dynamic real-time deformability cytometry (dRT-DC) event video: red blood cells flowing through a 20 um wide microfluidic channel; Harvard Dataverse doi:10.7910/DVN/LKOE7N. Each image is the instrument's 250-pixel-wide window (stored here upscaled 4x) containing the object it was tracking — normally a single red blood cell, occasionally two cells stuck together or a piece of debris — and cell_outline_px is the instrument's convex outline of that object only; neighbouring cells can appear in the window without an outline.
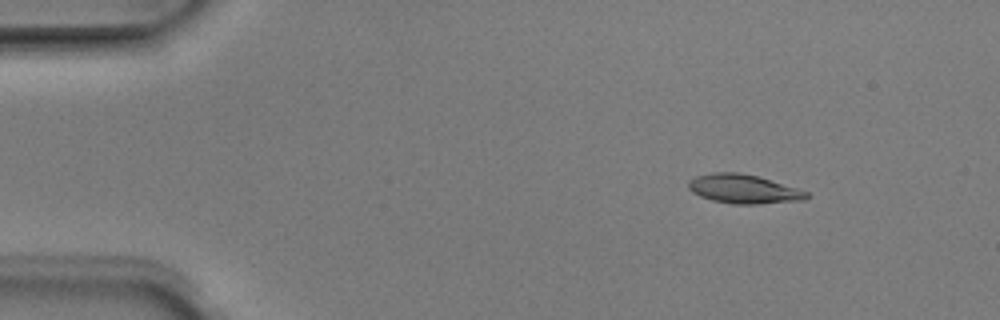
{"species": "Egyptian fruit bat (a non-hibernating species)", "species_latin": "Rousettus aegyptiacus", "temperature_condition": "room temperature", "stored_images_in_passage": 5, "camera_frame_rate_fps": 3000, "um_per_image_px": 0.085, "animal": {"sex": "male"}, "frame": {"image": 1, "passage_image": 2, "time_ms": 0.333, "image_size_px": [1000, 320], "cell_outline_px": [[808, 196], [804, 200], [760, 204], [732, 204], [712, 200], [700, 196], [692, 192], [688, 188], [688, 180], [696, 176], [712, 172], [736, 172], [756, 176], [800, 188], [808, 192]], "centroid_in_image_um": [63.2, 16.06], "position_along_channel_um": 21.8, "area_um2": 20.06}}
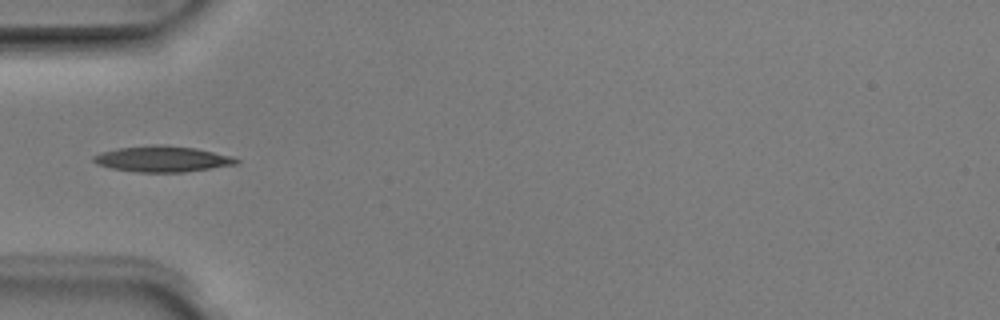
{"frame": {"image": 2, "passage_image": 4, "time_ms": 1.0, "image_size_px": [1000, 320], "cell_outline_px": [[240, 160], [236, 164], [184, 172], [136, 172], [112, 168], [96, 164], [92, 160], [92, 156], [100, 152], [116, 148], [152, 144], [160, 144], [196, 148], [232, 156]], "centroid_in_image_um": [13.75, 13.5], "position_along_channel_um": 71.2, "area_um2": 21.62}}
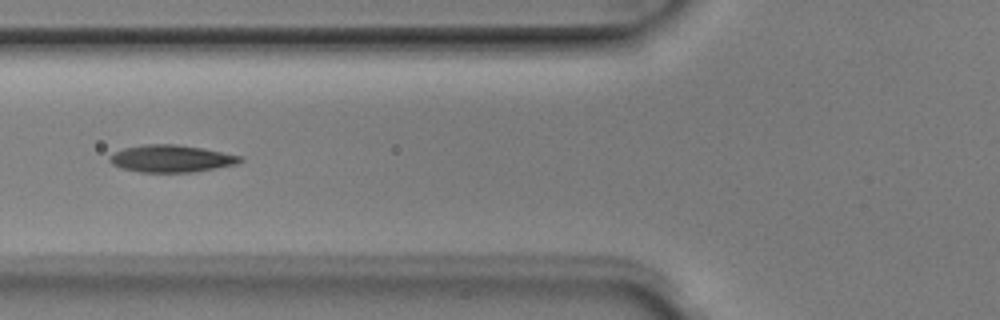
{"frame": {"image": 3, "passage_image": 5, "time_ms": 1.333, "image_size_px": [1000, 320], "cell_outline_px": [[244, 160], [236, 164], [196, 172], [140, 172], [120, 168], [112, 164], [108, 160], [108, 156], [124, 148], [144, 144], [176, 144], [204, 148], [244, 156]], "centroid_in_image_um": [14.58, 13.48], "position_along_channel_um": 111.2, "area_um2": 20.92}}